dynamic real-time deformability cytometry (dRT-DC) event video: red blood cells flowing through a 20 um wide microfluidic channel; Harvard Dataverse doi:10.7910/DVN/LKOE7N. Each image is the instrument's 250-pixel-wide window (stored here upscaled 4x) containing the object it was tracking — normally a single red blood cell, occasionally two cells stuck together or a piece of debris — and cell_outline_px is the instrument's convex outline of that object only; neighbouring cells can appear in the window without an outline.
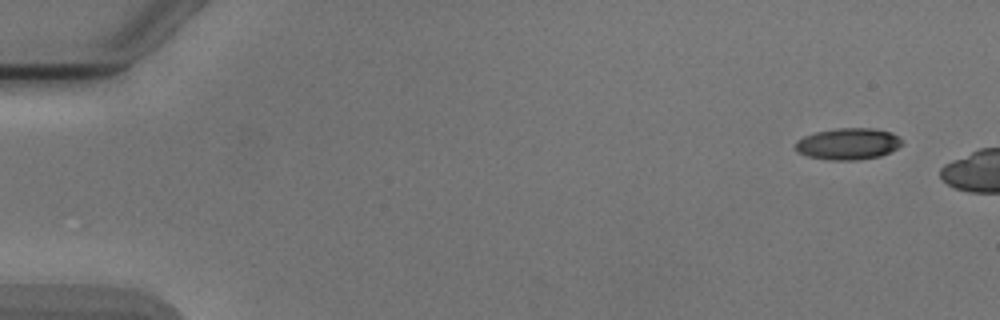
{"species": "Egyptian fruit bat (a non-hibernating species)", "species_latin": "Rousettus aegyptiacus", "temperature_condition": "cold", "stored_images_in_passage": 3, "camera_frame_rate_fps": 3000, "um_per_image_px": 0.085, "animal": {"sex": "male"}, "frame": {"image": 1, "passage_image": 1, "time_ms": 0.0, "image_size_px": [1000, 320], "cell_outline_px": [[900, 144], [896, 148], [880, 156], [856, 160], [832, 160], [808, 156], [800, 152], [796, 148], [796, 140], [804, 136], [816, 132], [836, 128], [872, 128], [892, 132], [900, 136]], "centroid_in_image_um": [72.09, 12.21], "position_along_channel_um": 12.9, "area_um2": 19.36}}